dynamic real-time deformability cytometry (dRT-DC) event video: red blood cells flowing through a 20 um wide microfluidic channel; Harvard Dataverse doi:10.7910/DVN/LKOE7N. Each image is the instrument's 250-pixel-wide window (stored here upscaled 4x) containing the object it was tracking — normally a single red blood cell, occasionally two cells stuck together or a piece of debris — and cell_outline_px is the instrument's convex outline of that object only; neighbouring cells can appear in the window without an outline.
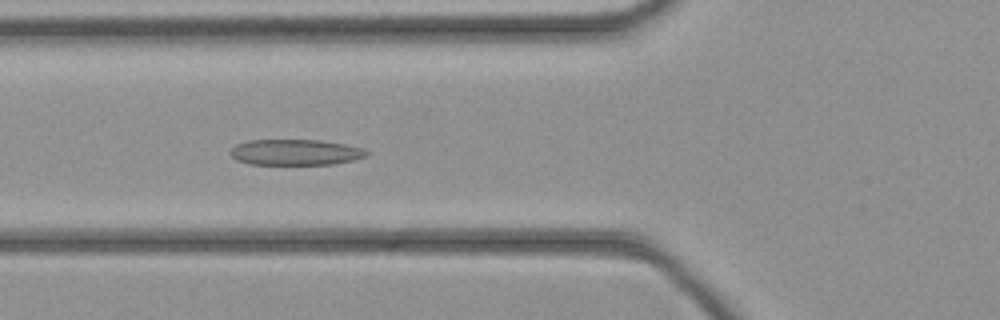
{"species": "common noctule bat (a hibernating species)", "species_latin": "Nyctalus noctula", "temperature_condition": "cold", "stored_images_in_passage": 45, "camera_frame_rate_fps": 3000, "um_per_image_px": 0.085, "animal": {"sex": "female", "body_mass_g": 21.9}, "frame": {"image": 1, "passage_image": 16, "time_ms": 5.0, "image_size_px": [1000, 320], "cell_outline_px": [[372, 152], [368, 156], [352, 160], [332, 164], [248, 164], [236, 160], [228, 152], [236, 144], [248, 140], [320, 140], [344, 144], [364, 148]], "centroid_in_image_um": [25.13, 12.94], "position_along_channel_um": 100.7, "area_um2": 20.63}}
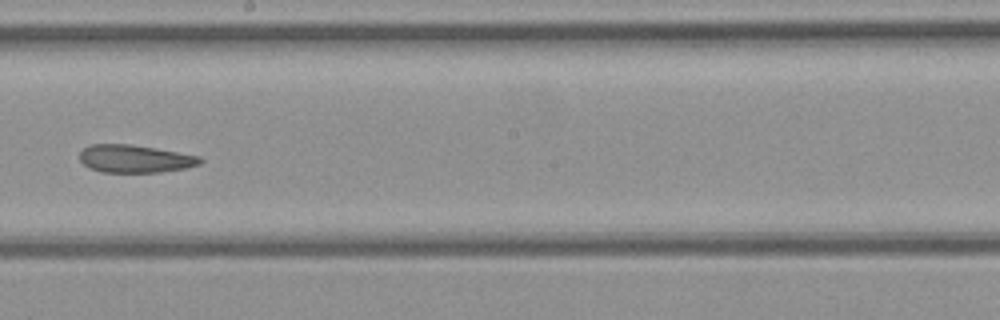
{"frame": {"image": 2, "passage_image": 25, "time_ms": 8.0, "image_size_px": [1000, 320], "cell_outline_px": [[204, 160], [200, 164], [184, 168], [160, 172], [100, 172], [88, 168], [80, 160], [80, 152], [88, 144], [132, 144], [156, 148], [200, 156]], "centroid_in_image_um": [11.45, 13.49], "position_along_channel_um": 236.7, "area_um2": 19.59}}
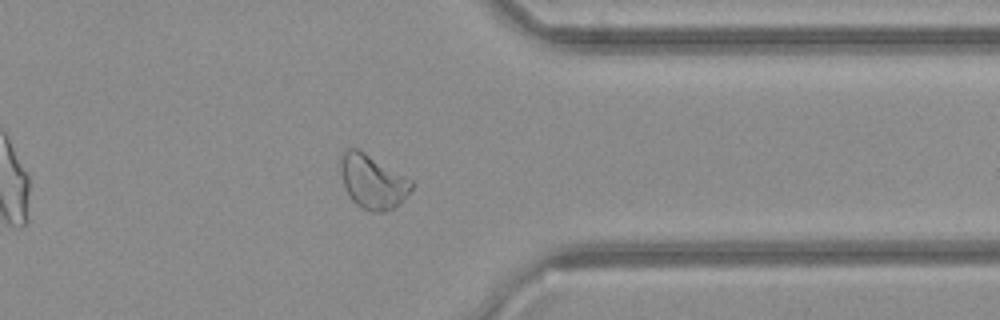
{"frame": {"image": 3, "passage_image": 35, "time_ms": 11.333, "image_size_px": [1000, 320], "cell_outline_px": [[416, 184], [408, 196], [392, 208], [384, 212], [372, 212], [360, 208], [352, 200], [344, 188], [340, 172], [340, 156], [348, 148], [356, 148], [364, 152], [412, 180]], "centroid_in_image_um": [31.67, 15.45], "position_along_channel_um": 379.7, "area_um2": 22.43}}